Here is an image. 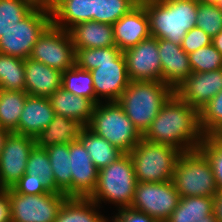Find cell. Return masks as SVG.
<instances>
[{
    "mask_svg": "<svg viewBox=\"0 0 222 222\" xmlns=\"http://www.w3.org/2000/svg\"><path fill=\"white\" fill-rule=\"evenodd\" d=\"M192 72H210L222 68V54L210 44L188 54Z\"/></svg>",
    "mask_w": 222,
    "mask_h": 222,
    "instance_id": "36",
    "label": "cell"
},
{
    "mask_svg": "<svg viewBox=\"0 0 222 222\" xmlns=\"http://www.w3.org/2000/svg\"><path fill=\"white\" fill-rule=\"evenodd\" d=\"M210 162L218 190L222 189V144L214 136H204L198 148Z\"/></svg>",
    "mask_w": 222,
    "mask_h": 222,
    "instance_id": "38",
    "label": "cell"
},
{
    "mask_svg": "<svg viewBox=\"0 0 222 222\" xmlns=\"http://www.w3.org/2000/svg\"><path fill=\"white\" fill-rule=\"evenodd\" d=\"M36 6L32 0H0V37Z\"/></svg>",
    "mask_w": 222,
    "mask_h": 222,
    "instance_id": "33",
    "label": "cell"
},
{
    "mask_svg": "<svg viewBox=\"0 0 222 222\" xmlns=\"http://www.w3.org/2000/svg\"><path fill=\"white\" fill-rule=\"evenodd\" d=\"M112 222H122L116 215L112 218Z\"/></svg>",
    "mask_w": 222,
    "mask_h": 222,
    "instance_id": "51",
    "label": "cell"
},
{
    "mask_svg": "<svg viewBox=\"0 0 222 222\" xmlns=\"http://www.w3.org/2000/svg\"><path fill=\"white\" fill-rule=\"evenodd\" d=\"M99 205L90 198L68 197L61 206L55 222H109L96 211Z\"/></svg>",
    "mask_w": 222,
    "mask_h": 222,
    "instance_id": "26",
    "label": "cell"
},
{
    "mask_svg": "<svg viewBox=\"0 0 222 222\" xmlns=\"http://www.w3.org/2000/svg\"><path fill=\"white\" fill-rule=\"evenodd\" d=\"M28 93L0 89V128L16 132Z\"/></svg>",
    "mask_w": 222,
    "mask_h": 222,
    "instance_id": "28",
    "label": "cell"
},
{
    "mask_svg": "<svg viewBox=\"0 0 222 222\" xmlns=\"http://www.w3.org/2000/svg\"><path fill=\"white\" fill-rule=\"evenodd\" d=\"M158 39L150 36L123 51L130 81H162Z\"/></svg>",
    "mask_w": 222,
    "mask_h": 222,
    "instance_id": "14",
    "label": "cell"
},
{
    "mask_svg": "<svg viewBox=\"0 0 222 222\" xmlns=\"http://www.w3.org/2000/svg\"><path fill=\"white\" fill-rule=\"evenodd\" d=\"M69 33L75 49L116 46L111 24L90 20L78 23Z\"/></svg>",
    "mask_w": 222,
    "mask_h": 222,
    "instance_id": "23",
    "label": "cell"
},
{
    "mask_svg": "<svg viewBox=\"0 0 222 222\" xmlns=\"http://www.w3.org/2000/svg\"><path fill=\"white\" fill-rule=\"evenodd\" d=\"M52 24L48 6L37 5L25 18L0 37V53L25 60L34 44Z\"/></svg>",
    "mask_w": 222,
    "mask_h": 222,
    "instance_id": "9",
    "label": "cell"
},
{
    "mask_svg": "<svg viewBox=\"0 0 222 222\" xmlns=\"http://www.w3.org/2000/svg\"><path fill=\"white\" fill-rule=\"evenodd\" d=\"M196 27L213 38L222 30V10L216 4L198 1Z\"/></svg>",
    "mask_w": 222,
    "mask_h": 222,
    "instance_id": "37",
    "label": "cell"
},
{
    "mask_svg": "<svg viewBox=\"0 0 222 222\" xmlns=\"http://www.w3.org/2000/svg\"><path fill=\"white\" fill-rule=\"evenodd\" d=\"M67 198L64 193L23 195L9 189L11 222H55Z\"/></svg>",
    "mask_w": 222,
    "mask_h": 222,
    "instance_id": "11",
    "label": "cell"
},
{
    "mask_svg": "<svg viewBox=\"0 0 222 222\" xmlns=\"http://www.w3.org/2000/svg\"><path fill=\"white\" fill-rule=\"evenodd\" d=\"M54 116L48 97L28 95L15 133L35 138L50 124Z\"/></svg>",
    "mask_w": 222,
    "mask_h": 222,
    "instance_id": "21",
    "label": "cell"
},
{
    "mask_svg": "<svg viewBox=\"0 0 222 222\" xmlns=\"http://www.w3.org/2000/svg\"><path fill=\"white\" fill-rule=\"evenodd\" d=\"M213 213L217 222H222V189L214 196Z\"/></svg>",
    "mask_w": 222,
    "mask_h": 222,
    "instance_id": "43",
    "label": "cell"
},
{
    "mask_svg": "<svg viewBox=\"0 0 222 222\" xmlns=\"http://www.w3.org/2000/svg\"><path fill=\"white\" fill-rule=\"evenodd\" d=\"M0 89L25 91L23 59L0 53Z\"/></svg>",
    "mask_w": 222,
    "mask_h": 222,
    "instance_id": "31",
    "label": "cell"
},
{
    "mask_svg": "<svg viewBox=\"0 0 222 222\" xmlns=\"http://www.w3.org/2000/svg\"><path fill=\"white\" fill-rule=\"evenodd\" d=\"M216 6L222 10V0H218V2L216 3Z\"/></svg>",
    "mask_w": 222,
    "mask_h": 222,
    "instance_id": "50",
    "label": "cell"
},
{
    "mask_svg": "<svg viewBox=\"0 0 222 222\" xmlns=\"http://www.w3.org/2000/svg\"><path fill=\"white\" fill-rule=\"evenodd\" d=\"M62 88L74 95L88 98L95 104L93 78L88 70L80 69L75 65L62 72Z\"/></svg>",
    "mask_w": 222,
    "mask_h": 222,
    "instance_id": "32",
    "label": "cell"
},
{
    "mask_svg": "<svg viewBox=\"0 0 222 222\" xmlns=\"http://www.w3.org/2000/svg\"><path fill=\"white\" fill-rule=\"evenodd\" d=\"M198 222H217V220L215 219L214 214H209L205 216L202 220H199Z\"/></svg>",
    "mask_w": 222,
    "mask_h": 222,
    "instance_id": "47",
    "label": "cell"
},
{
    "mask_svg": "<svg viewBox=\"0 0 222 222\" xmlns=\"http://www.w3.org/2000/svg\"><path fill=\"white\" fill-rule=\"evenodd\" d=\"M214 197H180L179 203L165 222H198L213 213Z\"/></svg>",
    "mask_w": 222,
    "mask_h": 222,
    "instance_id": "27",
    "label": "cell"
},
{
    "mask_svg": "<svg viewBox=\"0 0 222 222\" xmlns=\"http://www.w3.org/2000/svg\"><path fill=\"white\" fill-rule=\"evenodd\" d=\"M36 146L35 138L11 132L0 154V188L12 189L25 174L27 159Z\"/></svg>",
    "mask_w": 222,
    "mask_h": 222,
    "instance_id": "13",
    "label": "cell"
},
{
    "mask_svg": "<svg viewBox=\"0 0 222 222\" xmlns=\"http://www.w3.org/2000/svg\"><path fill=\"white\" fill-rule=\"evenodd\" d=\"M55 115L75 119L88 126L92 118L95 104L88 98H83L59 88L48 97Z\"/></svg>",
    "mask_w": 222,
    "mask_h": 222,
    "instance_id": "24",
    "label": "cell"
},
{
    "mask_svg": "<svg viewBox=\"0 0 222 222\" xmlns=\"http://www.w3.org/2000/svg\"><path fill=\"white\" fill-rule=\"evenodd\" d=\"M173 93L162 81H130L117 102L143 135Z\"/></svg>",
    "mask_w": 222,
    "mask_h": 222,
    "instance_id": "4",
    "label": "cell"
},
{
    "mask_svg": "<svg viewBox=\"0 0 222 222\" xmlns=\"http://www.w3.org/2000/svg\"><path fill=\"white\" fill-rule=\"evenodd\" d=\"M98 170L120 158L124 152L85 126L78 138Z\"/></svg>",
    "mask_w": 222,
    "mask_h": 222,
    "instance_id": "25",
    "label": "cell"
},
{
    "mask_svg": "<svg viewBox=\"0 0 222 222\" xmlns=\"http://www.w3.org/2000/svg\"><path fill=\"white\" fill-rule=\"evenodd\" d=\"M11 132H9L8 130L2 129L0 128V154L2 152V149L4 147L5 141L7 136L10 134Z\"/></svg>",
    "mask_w": 222,
    "mask_h": 222,
    "instance_id": "45",
    "label": "cell"
},
{
    "mask_svg": "<svg viewBox=\"0 0 222 222\" xmlns=\"http://www.w3.org/2000/svg\"><path fill=\"white\" fill-rule=\"evenodd\" d=\"M145 7L152 37L181 44L196 27L197 0H140Z\"/></svg>",
    "mask_w": 222,
    "mask_h": 222,
    "instance_id": "3",
    "label": "cell"
},
{
    "mask_svg": "<svg viewBox=\"0 0 222 222\" xmlns=\"http://www.w3.org/2000/svg\"><path fill=\"white\" fill-rule=\"evenodd\" d=\"M56 186L68 197H72V175L68 144H57L46 149Z\"/></svg>",
    "mask_w": 222,
    "mask_h": 222,
    "instance_id": "29",
    "label": "cell"
},
{
    "mask_svg": "<svg viewBox=\"0 0 222 222\" xmlns=\"http://www.w3.org/2000/svg\"><path fill=\"white\" fill-rule=\"evenodd\" d=\"M210 44H212V37L201 28L194 27L186 33L180 45L187 54H190Z\"/></svg>",
    "mask_w": 222,
    "mask_h": 222,
    "instance_id": "39",
    "label": "cell"
},
{
    "mask_svg": "<svg viewBox=\"0 0 222 222\" xmlns=\"http://www.w3.org/2000/svg\"><path fill=\"white\" fill-rule=\"evenodd\" d=\"M178 148L160 143H151L143 138L129 152L137 182H166L172 180L178 158Z\"/></svg>",
    "mask_w": 222,
    "mask_h": 222,
    "instance_id": "8",
    "label": "cell"
},
{
    "mask_svg": "<svg viewBox=\"0 0 222 222\" xmlns=\"http://www.w3.org/2000/svg\"><path fill=\"white\" fill-rule=\"evenodd\" d=\"M35 2L37 5H45V6H50L55 0H32Z\"/></svg>",
    "mask_w": 222,
    "mask_h": 222,
    "instance_id": "46",
    "label": "cell"
},
{
    "mask_svg": "<svg viewBox=\"0 0 222 222\" xmlns=\"http://www.w3.org/2000/svg\"><path fill=\"white\" fill-rule=\"evenodd\" d=\"M76 50L69 31L50 25L32 48L30 59L64 72L75 66Z\"/></svg>",
    "mask_w": 222,
    "mask_h": 222,
    "instance_id": "10",
    "label": "cell"
},
{
    "mask_svg": "<svg viewBox=\"0 0 222 222\" xmlns=\"http://www.w3.org/2000/svg\"><path fill=\"white\" fill-rule=\"evenodd\" d=\"M139 3L140 0H96L95 21L113 25Z\"/></svg>",
    "mask_w": 222,
    "mask_h": 222,
    "instance_id": "34",
    "label": "cell"
},
{
    "mask_svg": "<svg viewBox=\"0 0 222 222\" xmlns=\"http://www.w3.org/2000/svg\"><path fill=\"white\" fill-rule=\"evenodd\" d=\"M197 1L210 4H216L218 2V0H197Z\"/></svg>",
    "mask_w": 222,
    "mask_h": 222,
    "instance_id": "49",
    "label": "cell"
},
{
    "mask_svg": "<svg viewBox=\"0 0 222 222\" xmlns=\"http://www.w3.org/2000/svg\"><path fill=\"white\" fill-rule=\"evenodd\" d=\"M222 90V68L210 72H192L174 93L198 112Z\"/></svg>",
    "mask_w": 222,
    "mask_h": 222,
    "instance_id": "15",
    "label": "cell"
},
{
    "mask_svg": "<svg viewBox=\"0 0 222 222\" xmlns=\"http://www.w3.org/2000/svg\"><path fill=\"white\" fill-rule=\"evenodd\" d=\"M85 126L75 119L55 115L50 124L35 137V144L47 149L57 144L75 143Z\"/></svg>",
    "mask_w": 222,
    "mask_h": 222,
    "instance_id": "22",
    "label": "cell"
},
{
    "mask_svg": "<svg viewBox=\"0 0 222 222\" xmlns=\"http://www.w3.org/2000/svg\"><path fill=\"white\" fill-rule=\"evenodd\" d=\"M116 216L122 222H161V221L155 220L154 218L147 215L146 213L133 209L132 207L118 210V213L116 214Z\"/></svg>",
    "mask_w": 222,
    "mask_h": 222,
    "instance_id": "41",
    "label": "cell"
},
{
    "mask_svg": "<svg viewBox=\"0 0 222 222\" xmlns=\"http://www.w3.org/2000/svg\"><path fill=\"white\" fill-rule=\"evenodd\" d=\"M0 222H11L9 189L0 188Z\"/></svg>",
    "mask_w": 222,
    "mask_h": 222,
    "instance_id": "42",
    "label": "cell"
},
{
    "mask_svg": "<svg viewBox=\"0 0 222 222\" xmlns=\"http://www.w3.org/2000/svg\"><path fill=\"white\" fill-rule=\"evenodd\" d=\"M158 50L162 82L174 90L192 73L189 56L180 44L165 39H158Z\"/></svg>",
    "mask_w": 222,
    "mask_h": 222,
    "instance_id": "18",
    "label": "cell"
},
{
    "mask_svg": "<svg viewBox=\"0 0 222 222\" xmlns=\"http://www.w3.org/2000/svg\"><path fill=\"white\" fill-rule=\"evenodd\" d=\"M212 44L222 54V30L212 38Z\"/></svg>",
    "mask_w": 222,
    "mask_h": 222,
    "instance_id": "44",
    "label": "cell"
},
{
    "mask_svg": "<svg viewBox=\"0 0 222 222\" xmlns=\"http://www.w3.org/2000/svg\"><path fill=\"white\" fill-rule=\"evenodd\" d=\"M25 91L32 96H51L62 88V72L34 59L24 60Z\"/></svg>",
    "mask_w": 222,
    "mask_h": 222,
    "instance_id": "19",
    "label": "cell"
},
{
    "mask_svg": "<svg viewBox=\"0 0 222 222\" xmlns=\"http://www.w3.org/2000/svg\"><path fill=\"white\" fill-rule=\"evenodd\" d=\"M12 190L15 193L23 195H40L49 192L46 187L42 184L41 180H28V174L26 173L13 186Z\"/></svg>",
    "mask_w": 222,
    "mask_h": 222,
    "instance_id": "40",
    "label": "cell"
},
{
    "mask_svg": "<svg viewBox=\"0 0 222 222\" xmlns=\"http://www.w3.org/2000/svg\"><path fill=\"white\" fill-rule=\"evenodd\" d=\"M142 138L151 143L174 146L182 152L197 150L204 138L199 112L173 93Z\"/></svg>",
    "mask_w": 222,
    "mask_h": 222,
    "instance_id": "1",
    "label": "cell"
},
{
    "mask_svg": "<svg viewBox=\"0 0 222 222\" xmlns=\"http://www.w3.org/2000/svg\"><path fill=\"white\" fill-rule=\"evenodd\" d=\"M75 50V65L92 75L95 105L100 97L117 102L130 82L123 52L117 46Z\"/></svg>",
    "mask_w": 222,
    "mask_h": 222,
    "instance_id": "2",
    "label": "cell"
},
{
    "mask_svg": "<svg viewBox=\"0 0 222 222\" xmlns=\"http://www.w3.org/2000/svg\"><path fill=\"white\" fill-rule=\"evenodd\" d=\"M213 136L222 144V129Z\"/></svg>",
    "mask_w": 222,
    "mask_h": 222,
    "instance_id": "48",
    "label": "cell"
},
{
    "mask_svg": "<svg viewBox=\"0 0 222 222\" xmlns=\"http://www.w3.org/2000/svg\"><path fill=\"white\" fill-rule=\"evenodd\" d=\"M25 173L28 180L42 181L49 192L63 193L57 186L46 149L35 146L27 159Z\"/></svg>",
    "mask_w": 222,
    "mask_h": 222,
    "instance_id": "30",
    "label": "cell"
},
{
    "mask_svg": "<svg viewBox=\"0 0 222 222\" xmlns=\"http://www.w3.org/2000/svg\"><path fill=\"white\" fill-rule=\"evenodd\" d=\"M172 181L180 197H214L218 191L210 162L199 149L180 154Z\"/></svg>",
    "mask_w": 222,
    "mask_h": 222,
    "instance_id": "7",
    "label": "cell"
},
{
    "mask_svg": "<svg viewBox=\"0 0 222 222\" xmlns=\"http://www.w3.org/2000/svg\"><path fill=\"white\" fill-rule=\"evenodd\" d=\"M180 200L172 180L166 182H137L131 207L165 222Z\"/></svg>",
    "mask_w": 222,
    "mask_h": 222,
    "instance_id": "12",
    "label": "cell"
},
{
    "mask_svg": "<svg viewBox=\"0 0 222 222\" xmlns=\"http://www.w3.org/2000/svg\"><path fill=\"white\" fill-rule=\"evenodd\" d=\"M115 45L123 52L151 36L145 7L139 3L113 24Z\"/></svg>",
    "mask_w": 222,
    "mask_h": 222,
    "instance_id": "17",
    "label": "cell"
},
{
    "mask_svg": "<svg viewBox=\"0 0 222 222\" xmlns=\"http://www.w3.org/2000/svg\"><path fill=\"white\" fill-rule=\"evenodd\" d=\"M69 154L72 197L89 198L96 189L99 170L79 140L69 145Z\"/></svg>",
    "mask_w": 222,
    "mask_h": 222,
    "instance_id": "16",
    "label": "cell"
},
{
    "mask_svg": "<svg viewBox=\"0 0 222 222\" xmlns=\"http://www.w3.org/2000/svg\"><path fill=\"white\" fill-rule=\"evenodd\" d=\"M199 124L204 136H213L222 129V90L199 111Z\"/></svg>",
    "mask_w": 222,
    "mask_h": 222,
    "instance_id": "35",
    "label": "cell"
},
{
    "mask_svg": "<svg viewBox=\"0 0 222 222\" xmlns=\"http://www.w3.org/2000/svg\"><path fill=\"white\" fill-rule=\"evenodd\" d=\"M87 127L124 153H129L142 139L118 102L96 104Z\"/></svg>",
    "mask_w": 222,
    "mask_h": 222,
    "instance_id": "6",
    "label": "cell"
},
{
    "mask_svg": "<svg viewBox=\"0 0 222 222\" xmlns=\"http://www.w3.org/2000/svg\"><path fill=\"white\" fill-rule=\"evenodd\" d=\"M137 178L129 153H124L116 161L98 172L95 191L89 197L99 206L102 201L115 204L118 210L131 207Z\"/></svg>",
    "mask_w": 222,
    "mask_h": 222,
    "instance_id": "5",
    "label": "cell"
},
{
    "mask_svg": "<svg viewBox=\"0 0 222 222\" xmlns=\"http://www.w3.org/2000/svg\"><path fill=\"white\" fill-rule=\"evenodd\" d=\"M49 8L52 25L66 31L78 23L95 21L96 0H55Z\"/></svg>",
    "mask_w": 222,
    "mask_h": 222,
    "instance_id": "20",
    "label": "cell"
}]
</instances>
